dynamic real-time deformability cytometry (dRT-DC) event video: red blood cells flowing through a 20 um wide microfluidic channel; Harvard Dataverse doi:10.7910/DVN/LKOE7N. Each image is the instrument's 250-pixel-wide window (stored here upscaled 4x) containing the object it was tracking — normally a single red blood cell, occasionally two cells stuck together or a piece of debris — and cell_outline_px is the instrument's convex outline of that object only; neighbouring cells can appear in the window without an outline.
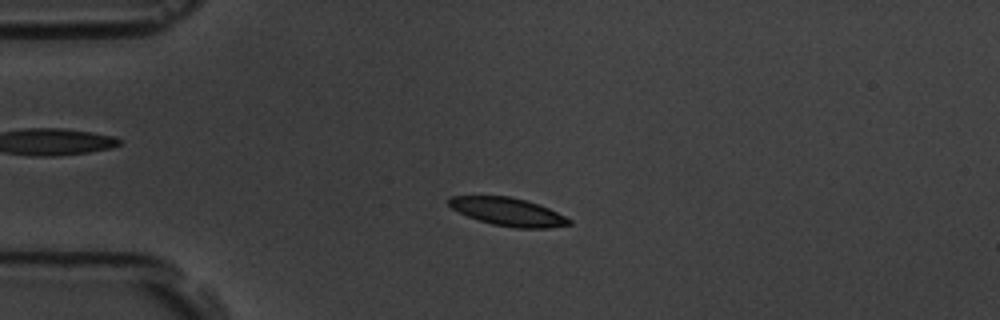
{"species": "common noctule bat (a hibernating species)", "species_latin": "Nyctalus noctula", "temperature_condition": "room temperature", "stored_images_in_passage": 5, "camera_frame_rate_fps": 3000, "um_per_image_px": 0.085, "animal": {"sex": "male", "body_mass_g": 19.5, "forearm_length_mm": 54.6}, "frame": {"image": 1, "passage_image": 3, "time_ms": 3.0, "image_size_px": [1000, 320], "cell_outline_px": [[572, 224], [548, 228], [516, 228], [492, 224], [468, 216], [452, 208], [448, 204], [448, 196], [508, 196], [540, 204], [572, 220]], "centroid_in_image_um": [43.19, 18.0], "position_along_channel_um": 41.8, "area_um2": 19.48}}
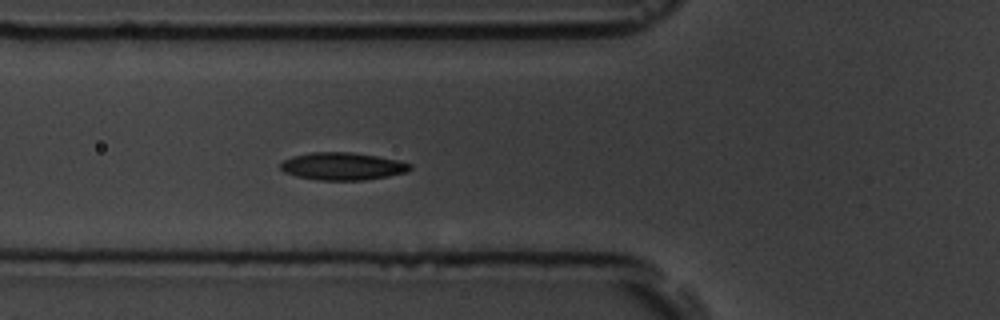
{"frame": {"image": 2, "passage_image": 5, "time_ms": 5.333, "image_size_px": [1000, 320], "cell_outline_px": [[412, 168], [408, 172], [388, 176], [364, 180], [316, 180], [296, 176], [284, 172], [280, 168], [280, 164], [284, 160], [292, 156], [312, 152], [352, 152], [400, 160], [412, 164]], "centroid_in_image_um": [29.13, 14.13], "position_along_channel_um": 96.7, "area_um2": 20.92}}